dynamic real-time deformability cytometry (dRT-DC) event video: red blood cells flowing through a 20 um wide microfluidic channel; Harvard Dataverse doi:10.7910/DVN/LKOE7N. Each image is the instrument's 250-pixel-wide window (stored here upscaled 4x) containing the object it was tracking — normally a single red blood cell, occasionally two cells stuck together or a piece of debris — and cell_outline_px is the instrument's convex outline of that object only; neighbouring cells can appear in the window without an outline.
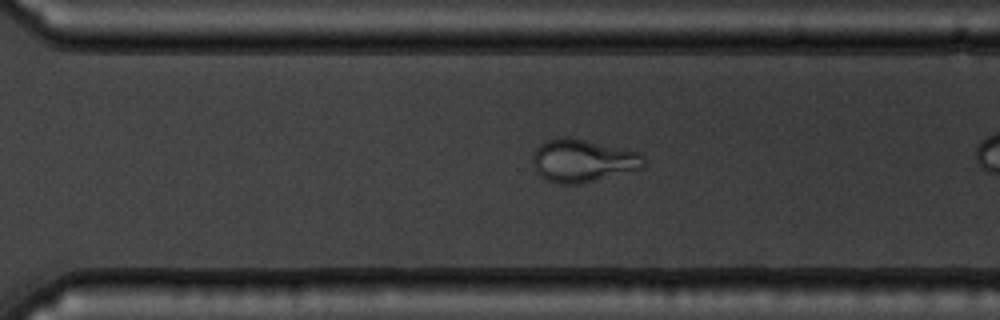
{"species": "common noctule bat (a hibernating species)", "species_latin": "Nyctalus noctula", "temperature_condition": "warm", "stored_images_in_passage": 33, "camera_frame_rate_fps": 3000, "um_per_image_px": 0.085, "animal": {"sex": "male", "body_mass_g": 19.5, "forearm_length_mm": 54.6}, "frame": {"image": 1, "passage_image": 28, "time_ms": 9.0, "image_size_px": [1000, 320], "cell_outline_px": [[644, 168], [580, 184], [560, 184], [548, 180], [540, 176], [536, 172], [532, 164], [532, 156], [536, 148], [544, 140], [560, 136], [568, 136], [640, 152], [644, 156]], "centroid_in_image_um": [49.51, 13.64], "position_along_channel_um": 321.1, "area_um2": 28.03}}